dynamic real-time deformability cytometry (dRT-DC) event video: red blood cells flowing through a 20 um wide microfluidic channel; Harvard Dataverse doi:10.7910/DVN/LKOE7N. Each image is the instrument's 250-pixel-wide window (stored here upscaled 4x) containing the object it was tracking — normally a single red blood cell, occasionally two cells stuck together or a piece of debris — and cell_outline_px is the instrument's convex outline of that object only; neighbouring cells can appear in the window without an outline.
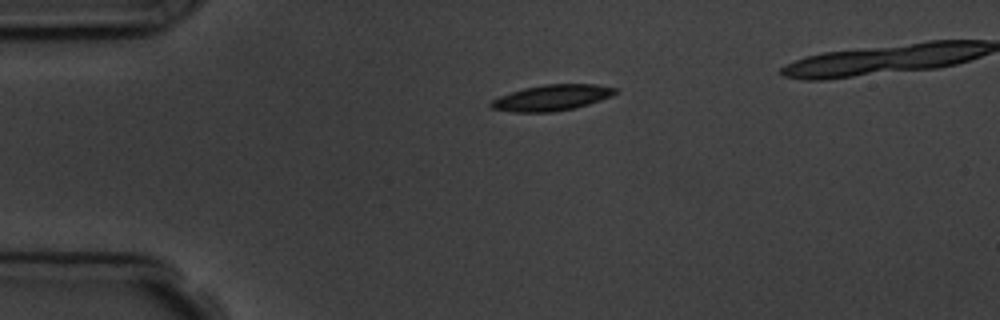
{"species": "common noctule bat (a hibernating species)", "species_latin": "Nyctalus noctula", "temperature_condition": "room temperature", "stored_images_in_passage": 3, "camera_frame_rate_fps": 3000, "um_per_image_px": 0.085, "animal": {"sex": "male", "body_mass_g": 19.5, "forearm_length_mm": 54.6}, "frame": {"image": 1, "passage_image": 3, "time_ms": 2.333, "image_size_px": [1000, 320], "cell_outline_px": [[616, 92], [612, 96], [576, 108], [552, 112], [512, 112], [492, 108], [488, 104], [492, 100], [500, 96], [524, 88], [544, 84], [596, 84], [616, 88]], "centroid_in_image_um": [46.9, 8.31], "position_along_channel_um": 38.1, "area_um2": 18.67}}